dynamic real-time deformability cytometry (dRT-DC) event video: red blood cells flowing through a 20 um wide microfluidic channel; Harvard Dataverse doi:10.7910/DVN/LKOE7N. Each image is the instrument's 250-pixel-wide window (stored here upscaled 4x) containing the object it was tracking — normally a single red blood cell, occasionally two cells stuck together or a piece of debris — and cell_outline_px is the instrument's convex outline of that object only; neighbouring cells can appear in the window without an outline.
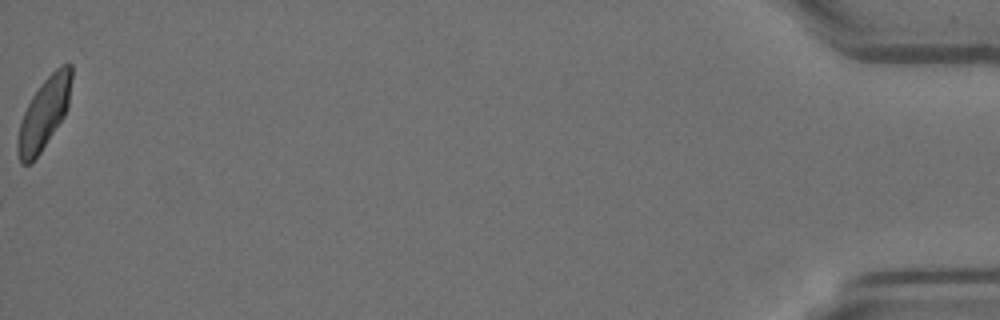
{"species": "Egyptian fruit bat (a non-hibernating species)", "species_latin": "Rousettus aegyptiacus", "temperature_condition": "room temperature", "stored_images_in_passage": 58, "camera_frame_rate_fps": 3000, "um_per_image_px": 0.085, "animal": {"sex": "female"}, "frame": {"image": 1, "passage_image": 58, "time_ms": 19.0, "image_size_px": [1000, 320], "cell_outline_px": [[72, 76], [68, 108], [64, 116], [40, 152], [28, 164], [20, 164], [16, 148], [16, 140], [20, 124], [24, 112], [32, 96], [40, 84], [60, 64], [72, 64]], "centroid_in_image_um": [3.74, 9.62], "position_along_channel_um": 431.5, "area_um2": 22.14}}